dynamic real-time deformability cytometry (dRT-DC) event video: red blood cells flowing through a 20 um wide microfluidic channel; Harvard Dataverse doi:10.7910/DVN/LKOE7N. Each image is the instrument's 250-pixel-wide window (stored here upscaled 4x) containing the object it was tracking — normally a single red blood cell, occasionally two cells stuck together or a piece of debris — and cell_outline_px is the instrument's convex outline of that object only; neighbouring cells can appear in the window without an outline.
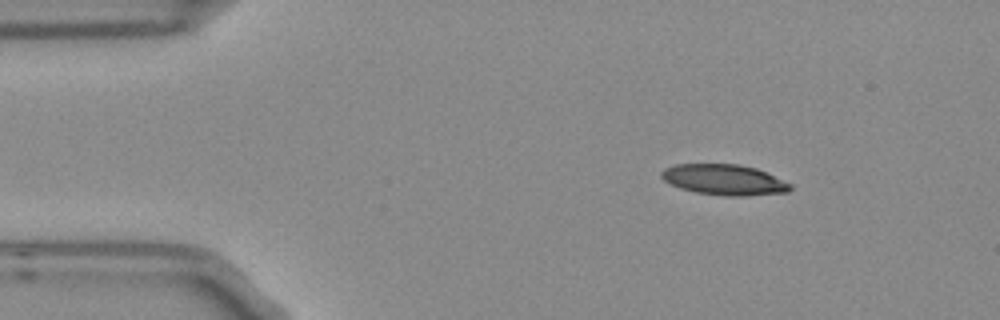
{"species": "Egyptian fruit bat (a non-hibernating species)", "species_latin": "Rousettus aegyptiacus", "temperature_condition": "room temperature", "stored_images_in_passage": 4, "camera_frame_rate_fps": 3000, "um_per_image_px": 0.085, "frame": {"image": 1, "passage_image": 2, "time_ms": 0.333, "image_size_px": [1000, 320], "cell_outline_px": [[792, 188], [788, 192], [744, 196], [724, 196], [696, 192], [680, 188], [664, 180], [660, 176], [660, 172], [664, 168], [676, 164], [740, 164], [756, 168], [792, 184]], "centroid_in_image_um": [61.55, 15.27], "position_along_channel_um": 23.4, "area_um2": 23.0}}